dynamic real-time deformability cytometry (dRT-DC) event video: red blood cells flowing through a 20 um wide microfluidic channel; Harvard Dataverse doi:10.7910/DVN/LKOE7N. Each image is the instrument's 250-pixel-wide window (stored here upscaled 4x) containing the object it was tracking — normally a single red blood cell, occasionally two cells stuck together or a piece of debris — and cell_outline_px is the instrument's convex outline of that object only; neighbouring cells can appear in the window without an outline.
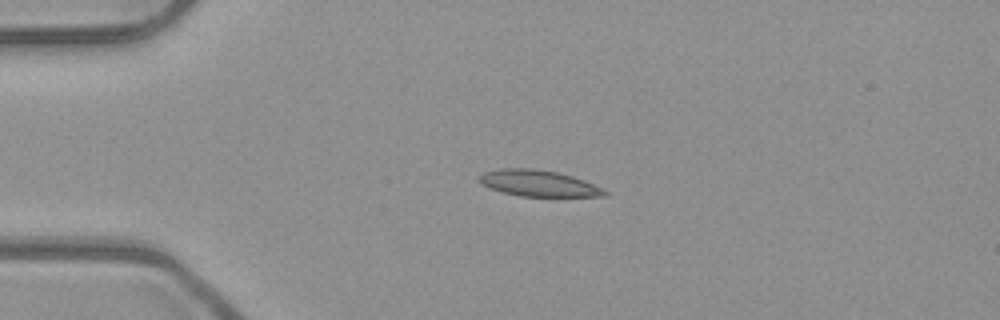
{"species": "common noctule bat (a hibernating species)", "species_latin": "Nyctalus noctula", "temperature_condition": "room temperature", "stored_images_in_passage": 5, "camera_frame_rate_fps": 3000, "um_per_image_px": 0.085, "animal": {"sex": "male", "body_mass_g": 23.1, "forearm_length_mm": 52.7}, "frame": {"image": 1, "passage_image": 4, "time_ms": 1.0, "image_size_px": [1000, 320], "cell_outline_px": [[608, 196], [520, 196], [500, 192], [480, 184], [476, 176], [484, 172], [500, 168], [532, 168], [556, 172], [572, 176], [584, 180], [604, 188], [608, 192]], "centroid_in_image_um": [45.73, 15.58], "position_along_channel_um": 39.3, "area_um2": 19.36}}